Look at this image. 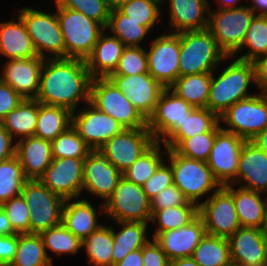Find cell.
Listing matches in <instances>:
<instances>
[{
	"instance_id": "680465c9",
	"label": "cell",
	"mask_w": 267,
	"mask_h": 266,
	"mask_svg": "<svg viewBox=\"0 0 267 266\" xmlns=\"http://www.w3.org/2000/svg\"><path fill=\"white\" fill-rule=\"evenodd\" d=\"M255 85L260 91L267 92V54L256 58L253 62Z\"/></svg>"
},
{
	"instance_id": "5bb4252c",
	"label": "cell",
	"mask_w": 267,
	"mask_h": 266,
	"mask_svg": "<svg viewBox=\"0 0 267 266\" xmlns=\"http://www.w3.org/2000/svg\"><path fill=\"white\" fill-rule=\"evenodd\" d=\"M146 53L148 73L169 88L179 77L180 33H164L154 38Z\"/></svg>"
},
{
	"instance_id": "4dcf8cb0",
	"label": "cell",
	"mask_w": 267,
	"mask_h": 266,
	"mask_svg": "<svg viewBox=\"0 0 267 266\" xmlns=\"http://www.w3.org/2000/svg\"><path fill=\"white\" fill-rule=\"evenodd\" d=\"M220 122L219 116L208 108L194 107L187 113L182 126L163 144L167 149H176L185 139L211 131Z\"/></svg>"
},
{
	"instance_id": "03108f58",
	"label": "cell",
	"mask_w": 267,
	"mask_h": 266,
	"mask_svg": "<svg viewBox=\"0 0 267 266\" xmlns=\"http://www.w3.org/2000/svg\"><path fill=\"white\" fill-rule=\"evenodd\" d=\"M216 3L218 4L217 9H229V8H238L241 7L240 5L237 6L238 2L240 0H215Z\"/></svg>"
},
{
	"instance_id": "603a6c76",
	"label": "cell",
	"mask_w": 267,
	"mask_h": 266,
	"mask_svg": "<svg viewBox=\"0 0 267 266\" xmlns=\"http://www.w3.org/2000/svg\"><path fill=\"white\" fill-rule=\"evenodd\" d=\"M205 234L204 221L198 216L184 227L159 233L154 240L165 252L168 259L173 260L192 257L194 250Z\"/></svg>"
},
{
	"instance_id": "4fadbf2b",
	"label": "cell",
	"mask_w": 267,
	"mask_h": 266,
	"mask_svg": "<svg viewBox=\"0 0 267 266\" xmlns=\"http://www.w3.org/2000/svg\"><path fill=\"white\" fill-rule=\"evenodd\" d=\"M155 142L147 128L124 129L109 139L98 151L123 173Z\"/></svg>"
},
{
	"instance_id": "2e32d148",
	"label": "cell",
	"mask_w": 267,
	"mask_h": 266,
	"mask_svg": "<svg viewBox=\"0 0 267 266\" xmlns=\"http://www.w3.org/2000/svg\"><path fill=\"white\" fill-rule=\"evenodd\" d=\"M84 159L53 158L38 180L54 194L73 201L82 194Z\"/></svg>"
},
{
	"instance_id": "e575fe53",
	"label": "cell",
	"mask_w": 267,
	"mask_h": 266,
	"mask_svg": "<svg viewBox=\"0 0 267 266\" xmlns=\"http://www.w3.org/2000/svg\"><path fill=\"white\" fill-rule=\"evenodd\" d=\"M211 79L212 72L179 76L169 89L191 106L206 108Z\"/></svg>"
},
{
	"instance_id": "d4e9b609",
	"label": "cell",
	"mask_w": 267,
	"mask_h": 266,
	"mask_svg": "<svg viewBox=\"0 0 267 266\" xmlns=\"http://www.w3.org/2000/svg\"><path fill=\"white\" fill-rule=\"evenodd\" d=\"M15 156L28 180L39 179L51 164L53 155L51 141L31 136L18 140Z\"/></svg>"
},
{
	"instance_id": "4316f807",
	"label": "cell",
	"mask_w": 267,
	"mask_h": 266,
	"mask_svg": "<svg viewBox=\"0 0 267 266\" xmlns=\"http://www.w3.org/2000/svg\"><path fill=\"white\" fill-rule=\"evenodd\" d=\"M105 31L106 29L99 36L92 53L85 59L92 78H108L115 71L126 47L115 36L106 35Z\"/></svg>"
},
{
	"instance_id": "7bdbcfd3",
	"label": "cell",
	"mask_w": 267,
	"mask_h": 266,
	"mask_svg": "<svg viewBox=\"0 0 267 266\" xmlns=\"http://www.w3.org/2000/svg\"><path fill=\"white\" fill-rule=\"evenodd\" d=\"M163 143L156 141L145 153H143L122 176L129 182L143 186L164 160L161 154Z\"/></svg>"
},
{
	"instance_id": "ba28073f",
	"label": "cell",
	"mask_w": 267,
	"mask_h": 266,
	"mask_svg": "<svg viewBox=\"0 0 267 266\" xmlns=\"http://www.w3.org/2000/svg\"><path fill=\"white\" fill-rule=\"evenodd\" d=\"M21 195L30 212V234H40L62 223L65 200L54 194L38 179L27 180L23 185Z\"/></svg>"
},
{
	"instance_id": "277c9868",
	"label": "cell",
	"mask_w": 267,
	"mask_h": 266,
	"mask_svg": "<svg viewBox=\"0 0 267 266\" xmlns=\"http://www.w3.org/2000/svg\"><path fill=\"white\" fill-rule=\"evenodd\" d=\"M163 153L169 159L173 184L181 190L189 202L200 206V200L204 195L210 191L215 192L221 187L205 161L186 158L174 149L166 147Z\"/></svg>"
},
{
	"instance_id": "d6a6232c",
	"label": "cell",
	"mask_w": 267,
	"mask_h": 266,
	"mask_svg": "<svg viewBox=\"0 0 267 266\" xmlns=\"http://www.w3.org/2000/svg\"><path fill=\"white\" fill-rule=\"evenodd\" d=\"M70 126H72L70 110L38 102V120L34 136L53 141Z\"/></svg>"
},
{
	"instance_id": "7dc6e473",
	"label": "cell",
	"mask_w": 267,
	"mask_h": 266,
	"mask_svg": "<svg viewBox=\"0 0 267 266\" xmlns=\"http://www.w3.org/2000/svg\"><path fill=\"white\" fill-rule=\"evenodd\" d=\"M219 122L211 131L185 139L175 151L189 159L207 161L213 147L216 133L221 129Z\"/></svg>"
},
{
	"instance_id": "f6af8a7d",
	"label": "cell",
	"mask_w": 267,
	"mask_h": 266,
	"mask_svg": "<svg viewBox=\"0 0 267 266\" xmlns=\"http://www.w3.org/2000/svg\"><path fill=\"white\" fill-rule=\"evenodd\" d=\"M51 147L53 158H86L92 152L73 126L51 141Z\"/></svg>"
},
{
	"instance_id": "f35d334b",
	"label": "cell",
	"mask_w": 267,
	"mask_h": 266,
	"mask_svg": "<svg viewBox=\"0 0 267 266\" xmlns=\"http://www.w3.org/2000/svg\"><path fill=\"white\" fill-rule=\"evenodd\" d=\"M106 30L118 38L126 47H141V42L150 31L141 22H135L121 13L118 9L110 11Z\"/></svg>"
},
{
	"instance_id": "8fae6325",
	"label": "cell",
	"mask_w": 267,
	"mask_h": 266,
	"mask_svg": "<svg viewBox=\"0 0 267 266\" xmlns=\"http://www.w3.org/2000/svg\"><path fill=\"white\" fill-rule=\"evenodd\" d=\"M228 128H221L250 141L267 127V92H258L252 97L236 102L219 116Z\"/></svg>"
},
{
	"instance_id": "f907efd6",
	"label": "cell",
	"mask_w": 267,
	"mask_h": 266,
	"mask_svg": "<svg viewBox=\"0 0 267 266\" xmlns=\"http://www.w3.org/2000/svg\"><path fill=\"white\" fill-rule=\"evenodd\" d=\"M0 207L6 213L8 220L17 234L29 233L30 212L22 195L12 197Z\"/></svg>"
},
{
	"instance_id": "9a60e30c",
	"label": "cell",
	"mask_w": 267,
	"mask_h": 266,
	"mask_svg": "<svg viewBox=\"0 0 267 266\" xmlns=\"http://www.w3.org/2000/svg\"><path fill=\"white\" fill-rule=\"evenodd\" d=\"M193 108L169 88H165L153 114L147 120V129L155 141L164 144L182 126L187 113H190Z\"/></svg>"
},
{
	"instance_id": "ee69618b",
	"label": "cell",
	"mask_w": 267,
	"mask_h": 266,
	"mask_svg": "<svg viewBox=\"0 0 267 266\" xmlns=\"http://www.w3.org/2000/svg\"><path fill=\"white\" fill-rule=\"evenodd\" d=\"M25 177L16 156L0 162V205L12 197L21 195Z\"/></svg>"
},
{
	"instance_id": "7c38bea8",
	"label": "cell",
	"mask_w": 267,
	"mask_h": 266,
	"mask_svg": "<svg viewBox=\"0 0 267 266\" xmlns=\"http://www.w3.org/2000/svg\"><path fill=\"white\" fill-rule=\"evenodd\" d=\"M210 194L199 206L206 234L228 239L241 227L232 197V184L221 186Z\"/></svg>"
},
{
	"instance_id": "52a82bcc",
	"label": "cell",
	"mask_w": 267,
	"mask_h": 266,
	"mask_svg": "<svg viewBox=\"0 0 267 266\" xmlns=\"http://www.w3.org/2000/svg\"><path fill=\"white\" fill-rule=\"evenodd\" d=\"M18 16L23 20L39 57L65 58L64 37L56 13L24 7L19 10Z\"/></svg>"
},
{
	"instance_id": "e0dca14e",
	"label": "cell",
	"mask_w": 267,
	"mask_h": 266,
	"mask_svg": "<svg viewBox=\"0 0 267 266\" xmlns=\"http://www.w3.org/2000/svg\"><path fill=\"white\" fill-rule=\"evenodd\" d=\"M245 140L222 128L216 133L208 167L221 186L231 184L237 176L240 152Z\"/></svg>"
},
{
	"instance_id": "cb8c5ba5",
	"label": "cell",
	"mask_w": 267,
	"mask_h": 266,
	"mask_svg": "<svg viewBox=\"0 0 267 266\" xmlns=\"http://www.w3.org/2000/svg\"><path fill=\"white\" fill-rule=\"evenodd\" d=\"M243 182L240 183V182ZM239 187L267 194V154L251 141H245L240 152L236 179Z\"/></svg>"
},
{
	"instance_id": "816d5d0a",
	"label": "cell",
	"mask_w": 267,
	"mask_h": 266,
	"mask_svg": "<svg viewBox=\"0 0 267 266\" xmlns=\"http://www.w3.org/2000/svg\"><path fill=\"white\" fill-rule=\"evenodd\" d=\"M173 184V172L170 163L164 161L159 165L155 173L144 183L143 191L151 200L160 191Z\"/></svg>"
},
{
	"instance_id": "6da1fadb",
	"label": "cell",
	"mask_w": 267,
	"mask_h": 266,
	"mask_svg": "<svg viewBox=\"0 0 267 266\" xmlns=\"http://www.w3.org/2000/svg\"><path fill=\"white\" fill-rule=\"evenodd\" d=\"M92 79L84 59H44L36 100L74 112L80 101L89 103Z\"/></svg>"
},
{
	"instance_id": "f5cc1de1",
	"label": "cell",
	"mask_w": 267,
	"mask_h": 266,
	"mask_svg": "<svg viewBox=\"0 0 267 266\" xmlns=\"http://www.w3.org/2000/svg\"><path fill=\"white\" fill-rule=\"evenodd\" d=\"M188 200L175 184H172L162 191H160L155 197L150 200L151 214L156 211L169 207L185 205Z\"/></svg>"
},
{
	"instance_id": "681fc988",
	"label": "cell",
	"mask_w": 267,
	"mask_h": 266,
	"mask_svg": "<svg viewBox=\"0 0 267 266\" xmlns=\"http://www.w3.org/2000/svg\"><path fill=\"white\" fill-rule=\"evenodd\" d=\"M60 7L74 10L94 19L105 28L109 22L110 9L104 0H54Z\"/></svg>"
},
{
	"instance_id": "484cf974",
	"label": "cell",
	"mask_w": 267,
	"mask_h": 266,
	"mask_svg": "<svg viewBox=\"0 0 267 266\" xmlns=\"http://www.w3.org/2000/svg\"><path fill=\"white\" fill-rule=\"evenodd\" d=\"M165 1L162 0V3ZM169 16L173 33L203 30L208 27V0H170Z\"/></svg>"
},
{
	"instance_id": "60d3db41",
	"label": "cell",
	"mask_w": 267,
	"mask_h": 266,
	"mask_svg": "<svg viewBox=\"0 0 267 266\" xmlns=\"http://www.w3.org/2000/svg\"><path fill=\"white\" fill-rule=\"evenodd\" d=\"M246 47L249 50L237 59L253 62L256 58L267 54V16L255 15L253 17L244 41L241 47L231 56L232 59Z\"/></svg>"
},
{
	"instance_id": "e7e4bbea",
	"label": "cell",
	"mask_w": 267,
	"mask_h": 266,
	"mask_svg": "<svg viewBox=\"0 0 267 266\" xmlns=\"http://www.w3.org/2000/svg\"><path fill=\"white\" fill-rule=\"evenodd\" d=\"M169 266H200L192 257L176 258L169 261Z\"/></svg>"
},
{
	"instance_id": "89a4df30",
	"label": "cell",
	"mask_w": 267,
	"mask_h": 266,
	"mask_svg": "<svg viewBox=\"0 0 267 266\" xmlns=\"http://www.w3.org/2000/svg\"><path fill=\"white\" fill-rule=\"evenodd\" d=\"M223 266H242V265L240 263L230 260L228 263H226Z\"/></svg>"
},
{
	"instance_id": "9f6ffc18",
	"label": "cell",
	"mask_w": 267,
	"mask_h": 266,
	"mask_svg": "<svg viewBox=\"0 0 267 266\" xmlns=\"http://www.w3.org/2000/svg\"><path fill=\"white\" fill-rule=\"evenodd\" d=\"M18 244V234L0 236V266H9L14 259Z\"/></svg>"
},
{
	"instance_id": "8d00e7d4",
	"label": "cell",
	"mask_w": 267,
	"mask_h": 266,
	"mask_svg": "<svg viewBox=\"0 0 267 266\" xmlns=\"http://www.w3.org/2000/svg\"><path fill=\"white\" fill-rule=\"evenodd\" d=\"M198 216L199 206L189 201L185 205L158 210L152 215L150 221L157 225L152 238L154 239L161 232L184 227Z\"/></svg>"
},
{
	"instance_id": "3957f363",
	"label": "cell",
	"mask_w": 267,
	"mask_h": 266,
	"mask_svg": "<svg viewBox=\"0 0 267 266\" xmlns=\"http://www.w3.org/2000/svg\"><path fill=\"white\" fill-rule=\"evenodd\" d=\"M228 58L207 28L180 32L179 76L215 72Z\"/></svg>"
},
{
	"instance_id": "b9f144b4",
	"label": "cell",
	"mask_w": 267,
	"mask_h": 266,
	"mask_svg": "<svg viewBox=\"0 0 267 266\" xmlns=\"http://www.w3.org/2000/svg\"><path fill=\"white\" fill-rule=\"evenodd\" d=\"M39 235L51 263L52 257L48 255V249L56 253L58 257H61L63 254L75 255L82 249V241L71 233L62 223L49 228Z\"/></svg>"
},
{
	"instance_id": "6125c7cd",
	"label": "cell",
	"mask_w": 267,
	"mask_h": 266,
	"mask_svg": "<svg viewBox=\"0 0 267 266\" xmlns=\"http://www.w3.org/2000/svg\"><path fill=\"white\" fill-rule=\"evenodd\" d=\"M250 141L267 154V127L258 132Z\"/></svg>"
},
{
	"instance_id": "836d02e7",
	"label": "cell",
	"mask_w": 267,
	"mask_h": 266,
	"mask_svg": "<svg viewBox=\"0 0 267 266\" xmlns=\"http://www.w3.org/2000/svg\"><path fill=\"white\" fill-rule=\"evenodd\" d=\"M38 120V101L24 99L2 120L4 128L15 140L34 136ZM15 136V137H14Z\"/></svg>"
},
{
	"instance_id": "ac0fdd59",
	"label": "cell",
	"mask_w": 267,
	"mask_h": 266,
	"mask_svg": "<svg viewBox=\"0 0 267 266\" xmlns=\"http://www.w3.org/2000/svg\"><path fill=\"white\" fill-rule=\"evenodd\" d=\"M83 108L77 113L72 112V126L92 151L98 150L109 139L124 130L113 117L99 111L90 103L85 104Z\"/></svg>"
},
{
	"instance_id": "8992f818",
	"label": "cell",
	"mask_w": 267,
	"mask_h": 266,
	"mask_svg": "<svg viewBox=\"0 0 267 266\" xmlns=\"http://www.w3.org/2000/svg\"><path fill=\"white\" fill-rule=\"evenodd\" d=\"M89 103L124 129L147 128V120L109 78H93Z\"/></svg>"
},
{
	"instance_id": "5b68a950",
	"label": "cell",
	"mask_w": 267,
	"mask_h": 266,
	"mask_svg": "<svg viewBox=\"0 0 267 266\" xmlns=\"http://www.w3.org/2000/svg\"><path fill=\"white\" fill-rule=\"evenodd\" d=\"M57 19L65 43V58L86 59L105 27L84 14L55 3Z\"/></svg>"
},
{
	"instance_id": "003e7915",
	"label": "cell",
	"mask_w": 267,
	"mask_h": 266,
	"mask_svg": "<svg viewBox=\"0 0 267 266\" xmlns=\"http://www.w3.org/2000/svg\"><path fill=\"white\" fill-rule=\"evenodd\" d=\"M110 10L119 9L129 0H104Z\"/></svg>"
},
{
	"instance_id": "ab89813d",
	"label": "cell",
	"mask_w": 267,
	"mask_h": 266,
	"mask_svg": "<svg viewBox=\"0 0 267 266\" xmlns=\"http://www.w3.org/2000/svg\"><path fill=\"white\" fill-rule=\"evenodd\" d=\"M192 258L200 266H223L231 260L227 238L209 234L201 239Z\"/></svg>"
},
{
	"instance_id": "7a4b0ae2",
	"label": "cell",
	"mask_w": 267,
	"mask_h": 266,
	"mask_svg": "<svg viewBox=\"0 0 267 266\" xmlns=\"http://www.w3.org/2000/svg\"><path fill=\"white\" fill-rule=\"evenodd\" d=\"M253 83V63L235 58L218 77L212 72L206 108L220 116L236 102L254 96L248 93L249 85Z\"/></svg>"
},
{
	"instance_id": "74e56055",
	"label": "cell",
	"mask_w": 267,
	"mask_h": 266,
	"mask_svg": "<svg viewBox=\"0 0 267 266\" xmlns=\"http://www.w3.org/2000/svg\"><path fill=\"white\" fill-rule=\"evenodd\" d=\"M9 266H53L39 234H18L14 259Z\"/></svg>"
},
{
	"instance_id": "30bf717a",
	"label": "cell",
	"mask_w": 267,
	"mask_h": 266,
	"mask_svg": "<svg viewBox=\"0 0 267 266\" xmlns=\"http://www.w3.org/2000/svg\"><path fill=\"white\" fill-rule=\"evenodd\" d=\"M104 215L115 222L151 221V203L143 187L127 181H118L112 196L104 204Z\"/></svg>"
},
{
	"instance_id": "d6986e66",
	"label": "cell",
	"mask_w": 267,
	"mask_h": 266,
	"mask_svg": "<svg viewBox=\"0 0 267 266\" xmlns=\"http://www.w3.org/2000/svg\"><path fill=\"white\" fill-rule=\"evenodd\" d=\"M122 173L98 150L92 151L83 164V190L102 200L99 213L104 214V204L112 196Z\"/></svg>"
},
{
	"instance_id": "be15d7a7",
	"label": "cell",
	"mask_w": 267,
	"mask_h": 266,
	"mask_svg": "<svg viewBox=\"0 0 267 266\" xmlns=\"http://www.w3.org/2000/svg\"><path fill=\"white\" fill-rule=\"evenodd\" d=\"M251 3L252 5H248V7L252 9L255 15L267 16V0H251Z\"/></svg>"
},
{
	"instance_id": "7402d4cb",
	"label": "cell",
	"mask_w": 267,
	"mask_h": 266,
	"mask_svg": "<svg viewBox=\"0 0 267 266\" xmlns=\"http://www.w3.org/2000/svg\"><path fill=\"white\" fill-rule=\"evenodd\" d=\"M228 242L232 261L242 266H267V245L262 229L240 227Z\"/></svg>"
},
{
	"instance_id": "c3c4849f",
	"label": "cell",
	"mask_w": 267,
	"mask_h": 266,
	"mask_svg": "<svg viewBox=\"0 0 267 266\" xmlns=\"http://www.w3.org/2000/svg\"><path fill=\"white\" fill-rule=\"evenodd\" d=\"M148 73V59L145 48L125 47L115 71L111 75L131 76Z\"/></svg>"
},
{
	"instance_id": "83f0119b",
	"label": "cell",
	"mask_w": 267,
	"mask_h": 266,
	"mask_svg": "<svg viewBox=\"0 0 267 266\" xmlns=\"http://www.w3.org/2000/svg\"><path fill=\"white\" fill-rule=\"evenodd\" d=\"M16 21L0 22V55L9 60L39 57L23 20L17 16Z\"/></svg>"
},
{
	"instance_id": "a7ac6f4b",
	"label": "cell",
	"mask_w": 267,
	"mask_h": 266,
	"mask_svg": "<svg viewBox=\"0 0 267 266\" xmlns=\"http://www.w3.org/2000/svg\"><path fill=\"white\" fill-rule=\"evenodd\" d=\"M263 236H264V240H265V244L267 245V222L264 224L263 228Z\"/></svg>"
},
{
	"instance_id": "1f68e13d",
	"label": "cell",
	"mask_w": 267,
	"mask_h": 266,
	"mask_svg": "<svg viewBox=\"0 0 267 266\" xmlns=\"http://www.w3.org/2000/svg\"><path fill=\"white\" fill-rule=\"evenodd\" d=\"M121 226L117 233L112 229L113 233V265L125 258L130 252L143 248L150 240L147 237L148 223L141 222H115Z\"/></svg>"
},
{
	"instance_id": "f1b7e54d",
	"label": "cell",
	"mask_w": 267,
	"mask_h": 266,
	"mask_svg": "<svg viewBox=\"0 0 267 266\" xmlns=\"http://www.w3.org/2000/svg\"><path fill=\"white\" fill-rule=\"evenodd\" d=\"M98 209L88 202V199H81L72 202L65 200L62 210V224L81 241L87 238L93 231L97 230L102 223H98Z\"/></svg>"
},
{
	"instance_id": "f546056e",
	"label": "cell",
	"mask_w": 267,
	"mask_h": 266,
	"mask_svg": "<svg viewBox=\"0 0 267 266\" xmlns=\"http://www.w3.org/2000/svg\"><path fill=\"white\" fill-rule=\"evenodd\" d=\"M233 186L232 197L240 226L262 229L267 222V196L262 198L263 193Z\"/></svg>"
},
{
	"instance_id": "6f0895ef",
	"label": "cell",
	"mask_w": 267,
	"mask_h": 266,
	"mask_svg": "<svg viewBox=\"0 0 267 266\" xmlns=\"http://www.w3.org/2000/svg\"><path fill=\"white\" fill-rule=\"evenodd\" d=\"M9 132L4 128L3 122L0 121V162L15 156L16 144Z\"/></svg>"
},
{
	"instance_id": "9c48e42d",
	"label": "cell",
	"mask_w": 267,
	"mask_h": 266,
	"mask_svg": "<svg viewBox=\"0 0 267 266\" xmlns=\"http://www.w3.org/2000/svg\"><path fill=\"white\" fill-rule=\"evenodd\" d=\"M254 16L247 4L238 8L209 9L207 29L226 56H232L241 47Z\"/></svg>"
},
{
	"instance_id": "91938a15",
	"label": "cell",
	"mask_w": 267,
	"mask_h": 266,
	"mask_svg": "<svg viewBox=\"0 0 267 266\" xmlns=\"http://www.w3.org/2000/svg\"><path fill=\"white\" fill-rule=\"evenodd\" d=\"M113 266H143L142 248L130 252L124 259Z\"/></svg>"
},
{
	"instance_id": "db71d44e",
	"label": "cell",
	"mask_w": 267,
	"mask_h": 266,
	"mask_svg": "<svg viewBox=\"0 0 267 266\" xmlns=\"http://www.w3.org/2000/svg\"><path fill=\"white\" fill-rule=\"evenodd\" d=\"M24 98L12 87L0 80V121L14 110Z\"/></svg>"
},
{
	"instance_id": "94428289",
	"label": "cell",
	"mask_w": 267,
	"mask_h": 266,
	"mask_svg": "<svg viewBox=\"0 0 267 266\" xmlns=\"http://www.w3.org/2000/svg\"><path fill=\"white\" fill-rule=\"evenodd\" d=\"M11 234L17 233L13 230L6 213L0 207V236H8Z\"/></svg>"
},
{
	"instance_id": "11a10c76",
	"label": "cell",
	"mask_w": 267,
	"mask_h": 266,
	"mask_svg": "<svg viewBox=\"0 0 267 266\" xmlns=\"http://www.w3.org/2000/svg\"><path fill=\"white\" fill-rule=\"evenodd\" d=\"M143 266H169V259L152 238L142 248Z\"/></svg>"
},
{
	"instance_id": "d590c367",
	"label": "cell",
	"mask_w": 267,
	"mask_h": 266,
	"mask_svg": "<svg viewBox=\"0 0 267 266\" xmlns=\"http://www.w3.org/2000/svg\"><path fill=\"white\" fill-rule=\"evenodd\" d=\"M113 245L112 227L103 224L82 241L88 263L95 266H113Z\"/></svg>"
},
{
	"instance_id": "ffe728a7",
	"label": "cell",
	"mask_w": 267,
	"mask_h": 266,
	"mask_svg": "<svg viewBox=\"0 0 267 266\" xmlns=\"http://www.w3.org/2000/svg\"><path fill=\"white\" fill-rule=\"evenodd\" d=\"M108 78L146 120L153 114L156 103L165 89L149 73L131 76L110 75Z\"/></svg>"
},
{
	"instance_id": "bcb514c9",
	"label": "cell",
	"mask_w": 267,
	"mask_h": 266,
	"mask_svg": "<svg viewBox=\"0 0 267 266\" xmlns=\"http://www.w3.org/2000/svg\"><path fill=\"white\" fill-rule=\"evenodd\" d=\"M162 0H129L118 10L135 22H141L150 31L151 28L161 19L160 6Z\"/></svg>"
},
{
	"instance_id": "44dd1931",
	"label": "cell",
	"mask_w": 267,
	"mask_h": 266,
	"mask_svg": "<svg viewBox=\"0 0 267 266\" xmlns=\"http://www.w3.org/2000/svg\"><path fill=\"white\" fill-rule=\"evenodd\" d=\"M44 58L7 60L0 80L12 87L24 99H36L40 88V73Z\"/></svg>"
}]
</instances>
